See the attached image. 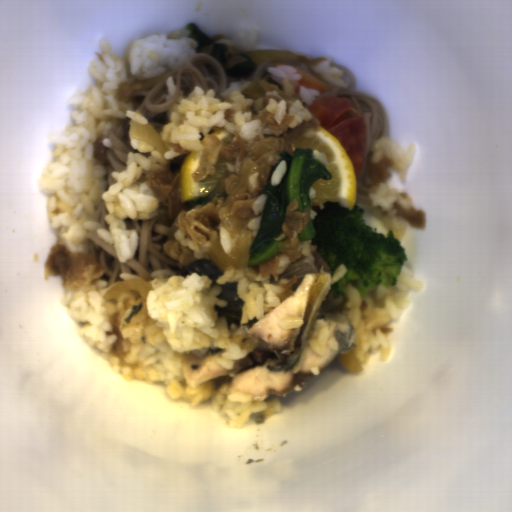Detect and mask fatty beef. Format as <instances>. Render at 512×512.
Instances as JSON below:
<instances>
[{
    "instance_id": "9",
    "label": "fatty beef",
    "mask_w": 512,
    "mask_h": 512,
    "mask_svg": "<svg viewBox=\"0 0 512 512\" xmlns=\"http://www.w3.org/2000/svg\"><path fill=\"white\" fill-rule=\"evenodd\" d=\"M252 117L260 118L264 122L267 123L268 128H271L276 131H282L285 129L290 123L295 120V114L285 113L284 118L281 124H277L274 118V114L266 109H262L258 114H252Z\"/></svg>"
},
{
    "instance_id": "4",
    "label": "fatty beef",
    "mask_w": 512,
    "mask_h": 512,
    "mask_svg": "<svg viewBox=\"0 0 512 512\" xmlns=\"http://www.w3.org/2000/svg\"><path fill=\"white\" fill-rule=\"evenodd\" d=\"M200 143L203 144L202 155L200 157V164L197 169L191 174L193 181L202 182L208 175L215 176V164L219 159H224L226 162L235 165L237 154H239V161L248 154L247 142L238 134L234 129V142L224 146L222 141L212 134H203Z\"/></svg>"
},
{
    "instance_id": "10",
    "label": "fatty beef",
    "mask_w": 512,
    "mask_h": 512,
    "mask_svg": "<svg viewBox=\"0 0 512 512\" xmlns=\"http://www.w3.org/2000/svg\"><path fill=\"white\" fill-rule=\"evenodd\" d=\"M279 267V256H274L265 262L259 264L261 278H266L271 275L275 282H278L279 275L277 273Z\"/></svg>"
},
{
    "instance_id": "1",
    "label": "fatty beef",
    "mask_w": 512,
    "mask_h": 512,
    "mask_svg": "<svg viewBox=\"0 0 512 512\" xmlns=\"http://www.w3.org/2000/svg\"><path fill=\"white\" fill-rule=\"evenodd\" d=\"M180 172L175 177L169 168L154 170L144 180L158 199L161 206H167L168 219L176 218L175 227L182 235L195 244L203 245L215 231L223 202H208L197 208L185 210L178 187Z\"/></svg>"
},
{
    "instance_id": "5",
    "label": "fatty beef",
    "mask_w": 512,
    "mask_h": 512,
    "mask_svg": "<svg viewBox=\"0 0 512 512\" xmlns=\"http://www.w3.org/2000/svg\"><path fill=\"white\" fill-rule=\"evenodd\" d=\"M298 208L297 199L291 201L286 206V219L280 226L287 239L278 243V253L284 254L289 262L299 260L302 256L308 257L318 250V245L312 244L311 239H298V233H302L310 222L308 208H304L303 212L295 211Z\"/></svg>"
},
{
    "instance_id": "3",
    "label": "fatty beef",
    "mask_w": 512,
    "mask_h": 512,
    "mask_svg": "<svg viewBox=\"0 0 512 512\" xmlns=\"http://www.w3.org/2000/svg\"><path fill=\"white\" fill-rule=\"evenodd\" d=\"M321 122L312 113L310 120H304L303 123L289 128L279 136L269 137L267 140L256 141L250 148L253 152L254 160L259 164L258 179L260 185H266L272 173V168L277 166L281 157L280 152H287L290 157L295 156L296 148L294 141L307 131H318Z\"/></svg>"
},
{
    "instance_id": "2",
    "label": "fatty beef",
    "mask_w": 512,
    "mask_h": 512,
    "mask_svg": "<svg viewBox=\"0 0 512 512\" xmlns=\"http://www.w3.org/2000/svg\"><path fill=\"white\" fill-rule=\"evenodd\" d=\"M45 281L48 276H60L59 286L79 288L100 279L109 270L101 262H96L90 254L70 251L64 242L53 245L43 263Z\"/></svg>"
},
{
    "instance_id": "7",
    "label": "fatty beef",
    "mask_w": 512,
    "mask_h": 512,
    "mask_svg": "<svg viewBox=\"0 0 512 512\" xmlns=\"http://www.w3.org/2000/svg\"><path fill=\"white\" fill-rule=\"evenodd\" d=\"M388 168H392L394 170V161L389 158H384L380 162L372 163L370 161L367 171L371 177L370 186L374 184H378L381 182H385L384 179L390 175H393Z\"/></svg>"
},
{
    "instance_id": "8",
    "label": "fatty beef",
    "mask_w": 512,
    "mask_h": 512,
    "mask_svg": "<svg viewBox=\"0 0 512 512\" xmlns=\"http://www.w3.org/2000/svg\"><path fill=\"white\" fill-rule=\"evenodd\" d=\"M393 209L397 210L396 214L407 219L410 228L415 227L426 230V213L422 209L415 210L412 206L411 210L401 206L398 202L393 203Z\"/></svg>"
},
{
    "instance_id": "6",
    "label": "fatty beef",
    "mask_w": 512,
    "mask_h": 512,
    "mask_svg": "<svg viewBox=\"0 0 512 512\" xmlns=\"http://www.w3.org/2000/svg\"><path fill=\"white\" fill-rule=\"evenodd\" d=\"M263 189L264 187L259 186L253 192L243 193L230 198V216H238L244 220L254 217L256 214L252 210V205L262 194Z\"/></svg>"
}]
</instances>
